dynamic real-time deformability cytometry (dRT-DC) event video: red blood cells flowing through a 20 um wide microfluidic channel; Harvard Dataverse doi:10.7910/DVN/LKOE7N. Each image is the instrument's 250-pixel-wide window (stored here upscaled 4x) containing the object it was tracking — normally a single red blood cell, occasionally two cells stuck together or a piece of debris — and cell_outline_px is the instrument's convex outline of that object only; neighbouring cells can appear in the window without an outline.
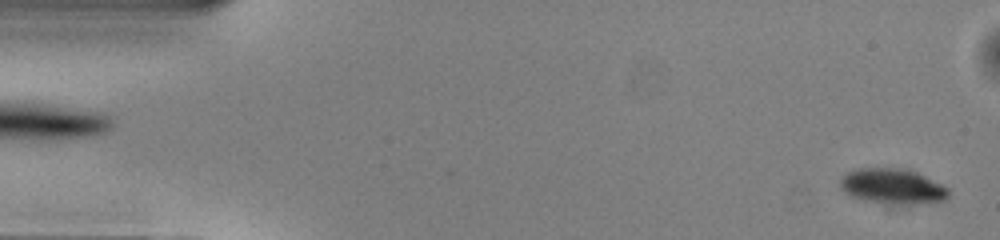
{"species": "common noctule bat (a hibernating species)", "species_latin": "Nyctalus noctula", "temperature_condition": "warm", "stored_images_in_passage": 12, "camera_frame_rate_fps": 3000, "um_per_image_px": 0.085, "animal": {"sex": "male", "body_mass_g": 13.0, "forearm_length_mm": 53.1}, "frame": {"image": 1, "passage_image": 1, "time_ms": 0.0, "image_size_px": [1000, 240], "cell_outline_px": [[948, 196], [944, 200], [932, 204], [888, 208], [852, 196], [844, 192], [840, 188], [840, 180], [848, 172], [856, 168], [908, 168], [948, 188]], "centroid_in_image_um": [75.88, 15.91], "position_along_channel_um": 9.1, "area_um2": 23.41}}